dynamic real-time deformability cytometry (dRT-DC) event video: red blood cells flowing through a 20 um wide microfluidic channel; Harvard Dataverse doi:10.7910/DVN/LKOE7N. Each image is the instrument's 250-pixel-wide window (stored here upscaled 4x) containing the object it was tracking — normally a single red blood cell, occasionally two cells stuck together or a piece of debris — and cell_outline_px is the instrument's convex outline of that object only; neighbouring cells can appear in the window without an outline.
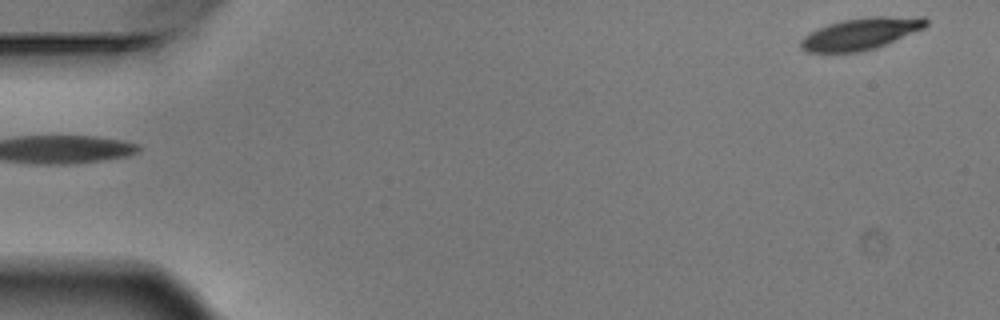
{"species": "Egyptian fruit bat (a non-hibernating species)", "species_latin": "Rousettus aegyptiacus", "temperature_condition": "warm", "stored_images_in_passage": 5, "camera_frame_rate_fps": 3000, "um_per_image_px": 0.085, "animal": {"sex": "male"}, "frame": {"image": 1, "passage_image": 5, "time_ms": 1.333, "image_size_px": [1000, 320], "cell_outline_px": [[928, 24], [924, 28], [876, 48], [860, 52], [808, 52], [800, 48], [800, 40], [804, 36], [816, 28], [828, 24], [844, 20], [864, 16], [924, 16], [928, 20]], "centroid_in_image_um": [73.18, 2.85], "position_along_channel_um": 11.8, "area_um2": 23.41}}